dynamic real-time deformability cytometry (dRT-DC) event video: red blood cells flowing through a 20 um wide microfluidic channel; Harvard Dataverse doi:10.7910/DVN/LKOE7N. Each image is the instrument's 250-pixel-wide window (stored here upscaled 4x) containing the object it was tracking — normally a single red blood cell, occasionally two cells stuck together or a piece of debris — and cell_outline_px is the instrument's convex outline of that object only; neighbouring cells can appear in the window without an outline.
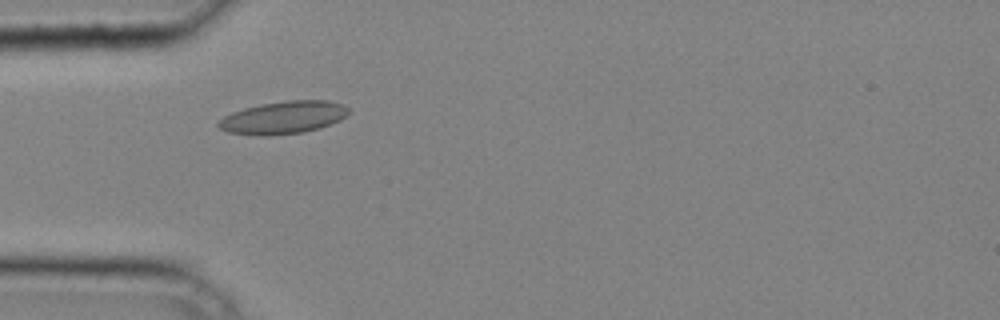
{"species": "common noctule bat (a hibernating species)", "species_latin": "Nyctalus noctula", "temperature_condition": "cold", "stored_images_in_passage": 33, "camera_frame_rate_fps": 3000, "um_per_image_px": 0.085, "animal": {"sex": "male", "body_mass_g": 20.4}, "frame": {"image": 1, "passage_image": 9, "time_ms": 2.667, "image_size_px": [1000, 320], "cell_outline_px": [[352, 112], [340, 120], [320, 128], [304, 132], [268, 136], [260, 136], [228, 132], [220, 128], [216, 124], [224, 116], [232, 112], [244, 108], [260, 104], [288, 100], [328, 100], [344, 104]], "centroid_in_image_um": [24.12, 9.98], "position_along_channel_um": 60.9, "area_um2": 24.97}}
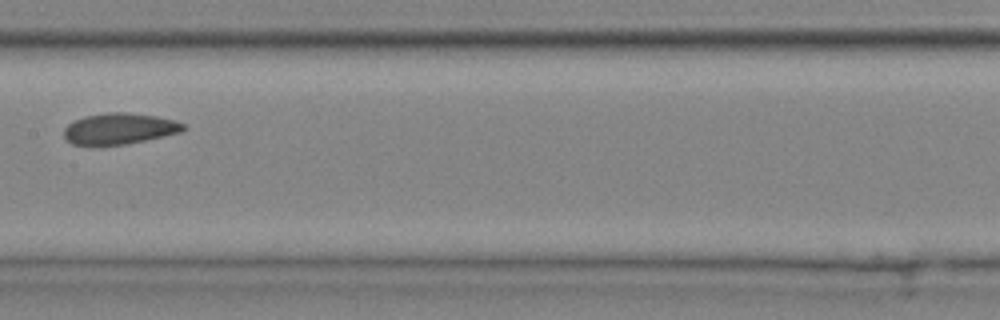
{"frame": {"image": 2, "passage_image": 18, "time_ms": 5.667, "image_size_px": [1000, 320], "cell_outline_px": [[188, 128], [180, 132], [144, 140], [124, 144], [92, 148], [72, 144], [64, 136], [64, 128], [68, 124], [84, 116], [104, 112], [124, 112], [156, 116], [176, 120], [184, 124]], "centroid_in_image_um": [10.1, 10.96], "position_along_channel_um": 197.3, "area_um2": 22.08}}
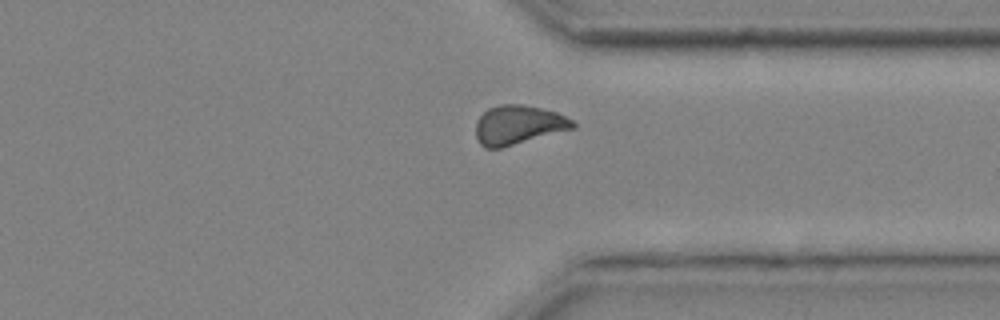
{"frame": {"image": 3, "passage_image": 29, "time_ms": 9.333, "image_size_px": [1000, 320], "cell_outline_px": [[576, 128], [500, 148], [484, 148], [480, 144], [476, 136], [476, 120], [488, 108], [500, 104], [520, 104], [540, 108], [556, 112], [572, 120], [576, 124]], "centroid_in_image_um": [44.04, 10.62], "position_along_channel_um": 367.4, "area_um2": 22.08}}